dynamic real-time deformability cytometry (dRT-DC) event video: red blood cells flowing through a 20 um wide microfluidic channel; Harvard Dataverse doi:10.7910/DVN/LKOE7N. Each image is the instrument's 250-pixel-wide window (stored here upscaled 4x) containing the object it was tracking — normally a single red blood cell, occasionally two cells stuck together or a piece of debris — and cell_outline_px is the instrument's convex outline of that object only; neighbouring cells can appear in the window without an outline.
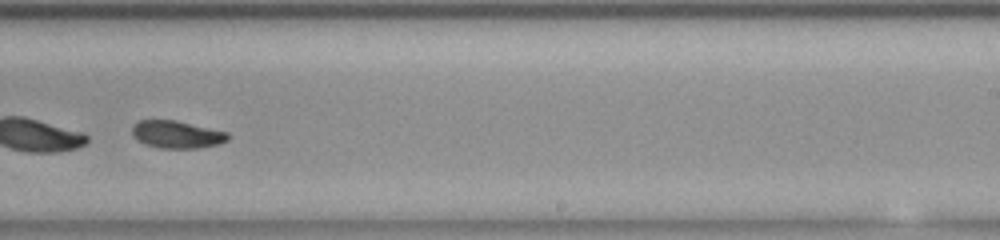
{"species": "common noctule bat (a hibernating species)", "species_latin": "Nyctalus noctula", "temperature_condition": "room temperature", "stored_images_in_passage": 51, "segment_of_instrument_passage": [2, 2], "camera_frame_rate_fps": 3000, "um_per_image_px": 0.085, "animal": {"sex": "female", "body_mass_g": 23.0, "forearm_length_mm": 53.4}, "frame": {"image": 1, "passage_image": 31, "time_ms": 10.0, "image_size_px": [1000, 240], "cell_outline_px": [[228, 140], [216, 144], [196, 148], [160, 148], [148, 144], [132, 136], [132, 124], [136, 120], [176, 120], [228, 132]], "centroid_in_image_um": [15.0, 11.41], "position_along_channel_um": 274.0, "area_um2": 15.2}}